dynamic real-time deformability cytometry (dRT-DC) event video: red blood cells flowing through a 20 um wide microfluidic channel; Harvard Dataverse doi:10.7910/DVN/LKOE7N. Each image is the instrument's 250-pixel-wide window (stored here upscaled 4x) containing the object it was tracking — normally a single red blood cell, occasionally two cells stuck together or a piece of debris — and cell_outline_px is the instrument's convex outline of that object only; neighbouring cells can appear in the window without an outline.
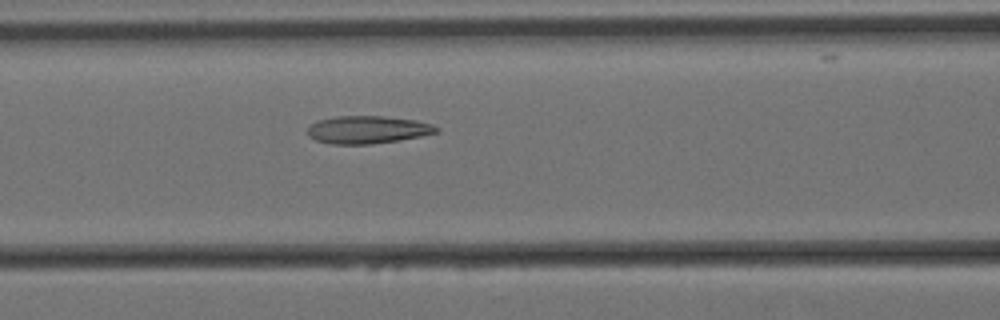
{"species": "Egyptian fruit bat (a non-hibernating species)", "species_latin": "Rousettus aegyptiacus", "temperature_condition": "cold", "stored_images_in_passage": 11, "camera_frame_rate_fps": 3000, "um_per_image_px": 0.085, "animal": {"sex": "female"}, "frame": {"image": 1, "passage_image": 7, "time_ms": 2.0, "image_size_px": [1000, 320], "cell_outline_px": [[440, 128], [436, 132], [420, 136], [400, 140], [372, 144], [332, 144], [316, 140], [308, 136], [308, 128], [316, 120], [336, 116], [384, 116], [416, 120], [432, 124]], "centroid_in_image_um": [31.23, 11.02], "position_along_channel_um": 135.4, "area_um2": 20.81}}
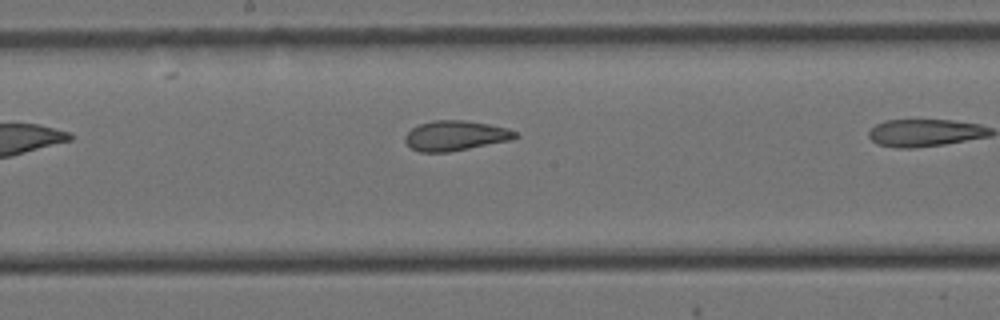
{"frame": {"image": 2, "passage_image": 10, "time_ms": 3.0, "image_size_px": [1000, 320], "cell_outline_px": [[520, 136], [512, 140], [448, 152], [420, 152], [412, 148], [404, 140], [404, 136], [412, 128], [420, 124], [432, 120], [464, 120], [488, 124], [508, 128], [516, 132]], "centroid_in_image_um": [38.73, 11.53], "position_along_channel_um": 209.5, "area_um2": 19.25}}